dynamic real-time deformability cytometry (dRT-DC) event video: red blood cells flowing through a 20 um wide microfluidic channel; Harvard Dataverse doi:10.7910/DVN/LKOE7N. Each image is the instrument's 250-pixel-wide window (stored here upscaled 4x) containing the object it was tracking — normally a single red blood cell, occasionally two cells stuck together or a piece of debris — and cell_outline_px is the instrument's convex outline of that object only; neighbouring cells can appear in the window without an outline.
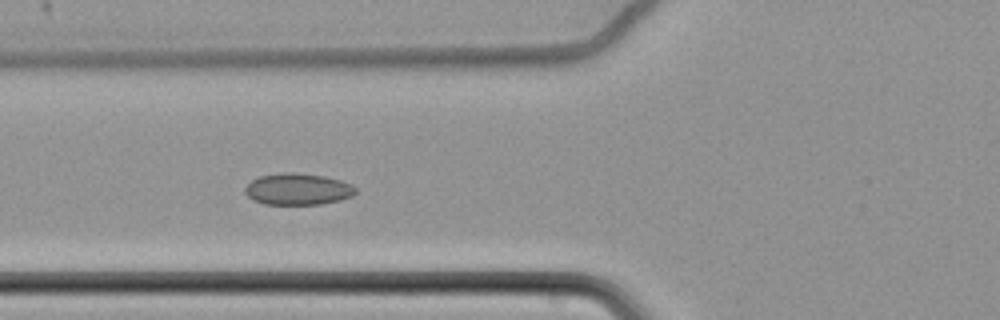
{"species": "common noctule bat (a hibernating species)", "species_latin": "Nyctalus noctula", "temperature_condition": "cold", "stored_images_in_passage": 9, "camera_frame_rate_fps": 3000, "um_per_image_px": 0.085, "animal": {"sex": "female", "body_mass_g": 22.7, "forearm_length_mm": 54.2}, "frame": {"image": 1, "passage_image": 7, "time_ms": 2.0, "image_size_px": [1000, 320], "cell_outline_px": [[356, 192], [352, 196], [340, 200], [320, 204], [264, 204], [252, 200], [244, 192], [244, 188], [252, 180], [260, 176], [284, 172], [292, 172], [324, 176], [340, 180], [352, 184], [356, 188]], "centroid_in_image_um": [25.31, 16.08], "position_along_channel_um": 100.5, "area_um2": 20.35}}
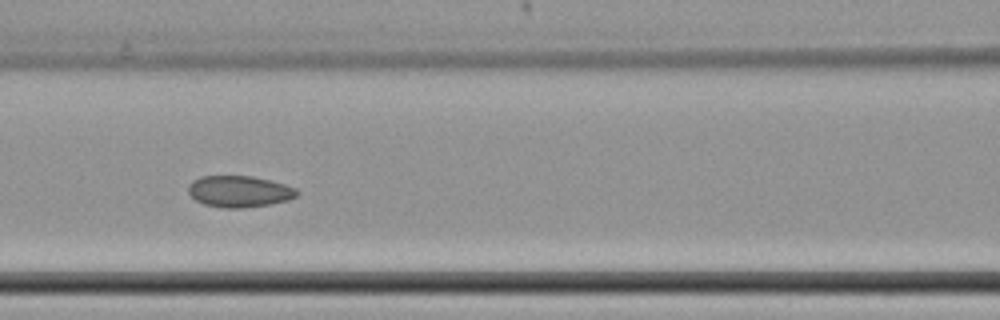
{"frame": {"image": 2, "passage_image": 8, "time_ms": 2.333, "image_size_px": [1000, 320], "cell_outline_px": [[300, 192], [296, 196], [288, 200], [268, 204], [244, 208], [224, 208], [204, 204], [196, 200], [188, 192], [188, 184], [192, 180], [200, 176], [252, 176], [284, 184], [296, 188]], "centroid_in_image_um": [20.32, 16.27], "position_along_channel_um": 146.3, "area_um2": 19.88}}
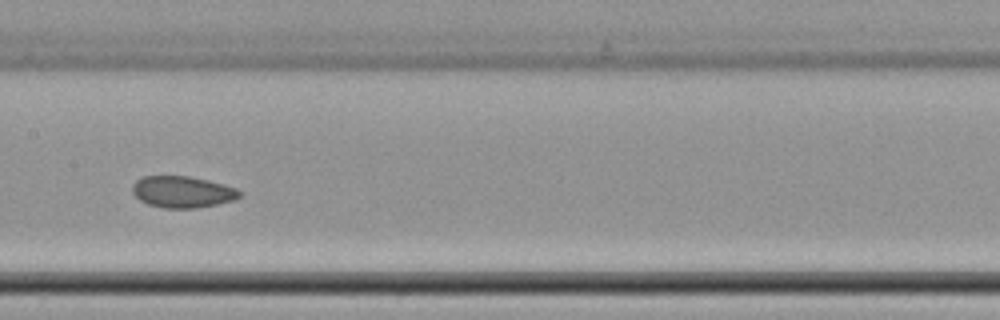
{"frame": {"image": 3, "passage_image": 9, "time_ms": 2.667, "image_size_px": [1000, 320], "cell_outline_px": [[240, 196], [232, 200], [216, 204], [196, 208], [164, 208], [148, 204], [140, 200], [132, 192], [132, 184], [136, 180], [144, 176], [188, 176], [208, 180], [224, 184], [236, 188], [240, 192]], "centroid_in_image_um": [15.48, 16.3], "position_along_channel_um": 191.9, "area_um2": 19.59}}